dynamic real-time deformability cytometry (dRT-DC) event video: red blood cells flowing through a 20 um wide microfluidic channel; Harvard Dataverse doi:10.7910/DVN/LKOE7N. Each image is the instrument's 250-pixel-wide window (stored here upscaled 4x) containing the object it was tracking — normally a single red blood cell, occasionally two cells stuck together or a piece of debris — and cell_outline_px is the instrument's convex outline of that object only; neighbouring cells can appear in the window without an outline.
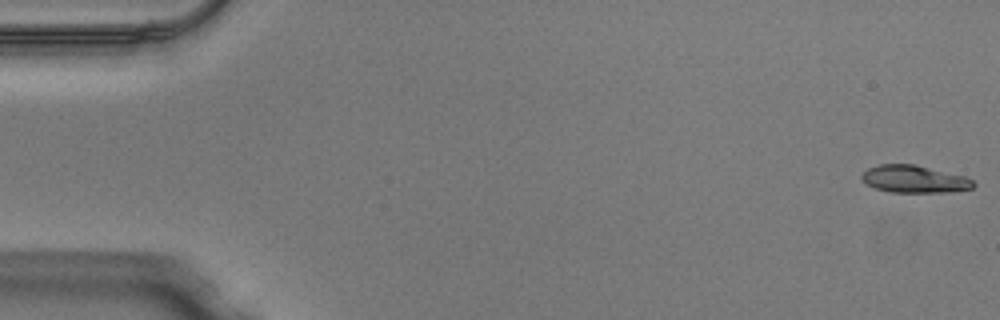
{"species": "Egyptian fruit bat (a non-hibernating species)", "species_latin": "Rousettus aegyptiacus", "temperature_condition": "warm", "stored_images_in_passage": 12, "camera_frame_rate_fps": 3000, "um_per_image_px": 0.085, "animal": {"sex": "male"}, "frame": {"image": 1, "passage_image": 1, "time_ms": 0.0, "image_size_px": [1000, 320], "cell_outline_px": [[976, 184], [972, 188], [952, 192], [892, 192], [876, 188], [868, 184], [860, 176], [868, 168], [880, 164], [916, 164], [964, 176], [972, 180]], "centroid_in_image_um": [77.74, 15.22], "position_along_channel_um": 7.3, "area_um2": 17.69}}